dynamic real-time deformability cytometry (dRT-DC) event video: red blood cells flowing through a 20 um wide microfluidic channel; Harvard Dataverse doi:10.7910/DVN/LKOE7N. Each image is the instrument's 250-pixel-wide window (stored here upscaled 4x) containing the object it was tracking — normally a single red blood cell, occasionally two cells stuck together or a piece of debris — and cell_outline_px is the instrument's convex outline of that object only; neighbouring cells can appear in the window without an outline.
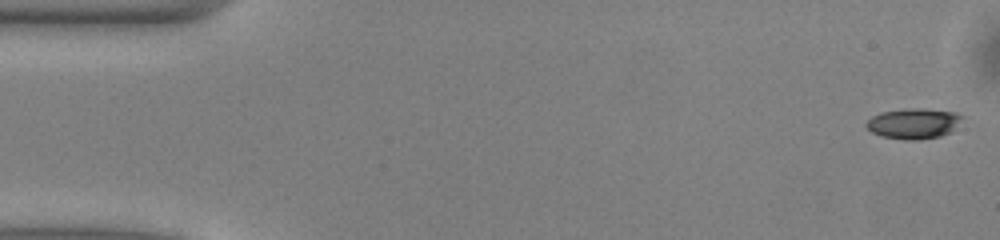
{"species": "common noctule bat (a hibernating species)", "species_latin": "Nyctalus noctula", "temperature_condition": "warm", "stored_images_in_passage": 51, "camera_frame_rate_fps": 3000, "um_per_image_px": 0.085, "animal": {"sex": "male", "body_mass_g": 13.0, "forearm_length_mm": 53.1}, "frame": {"image": 1, "passage_image": 1, "time_ms": 0.0, "image_size_px": [1000, 240], "cell_outline_px": [[964, 116], [948, 132], [940, 136], [916, 140], [904, 140], [880, 136], [872, 132], [864, 124], [872, 116], [880, 112], [912, 108], [920, 108], [956, 112]], "centroid_in_image_um": [77.6, 10.49], "position_along_channel_um": 7.4, "area_um2": 16.82}}
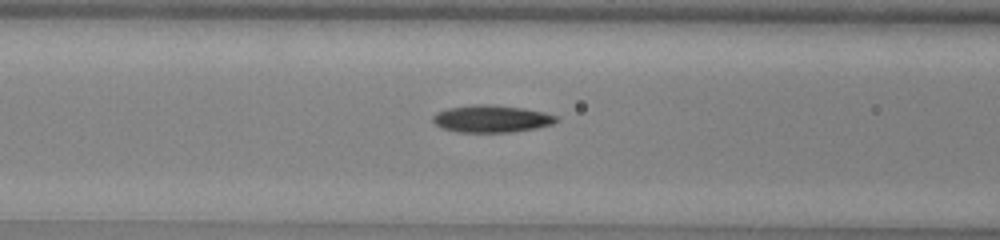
{"frame": {"image": 2, "passage_image": 20, "time_ms": 6.333, "image_size_px": [1000, 240], "cell_outline_px": [[560, 120], [552, 124], [536, 128], [512, 132], [456, 132], [444, 128], [436, 124], [432, 120], [432, 116], [436, 112], [448, 108], [476, 104], [488, 104], [524, 108], [544, 112], [560, 116]], "centroid_in_image_um": [41.82, 10.09], "position_along_channel_um": 124.8, "area_um2": 19.71}}
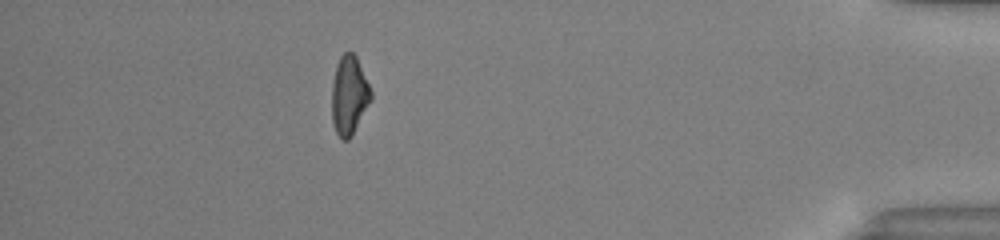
{"frame": {"image": 3, "passage_image": 45, "time_ms": 14.667, "image_size_px": [1000, 240], "cell_outline_px": [[372, 100], [352, 136], [348, 140], [344, 140], [336, 132], [332, 120], [332, 84], [336, 64], [340, 56], [344, 52], [352, 52], [356, 56], [372, 92]], "centroid_in_image_um": [29.68, 8.11], "position_along_channel_um": 405.5, "area_um2": 18.03}, "authors_computed_cell_mechanics": {"area_um2": 18.4382, "velocity_mm_per_s": 4.0406, "shape_relaxation_time_tau1_ms": 5.8944, "shape_relaxation_time_tau2_ms": 2.7102, "deformation_change_tau1": 0.1782, "deformation_change_tau2": 0.1117}}